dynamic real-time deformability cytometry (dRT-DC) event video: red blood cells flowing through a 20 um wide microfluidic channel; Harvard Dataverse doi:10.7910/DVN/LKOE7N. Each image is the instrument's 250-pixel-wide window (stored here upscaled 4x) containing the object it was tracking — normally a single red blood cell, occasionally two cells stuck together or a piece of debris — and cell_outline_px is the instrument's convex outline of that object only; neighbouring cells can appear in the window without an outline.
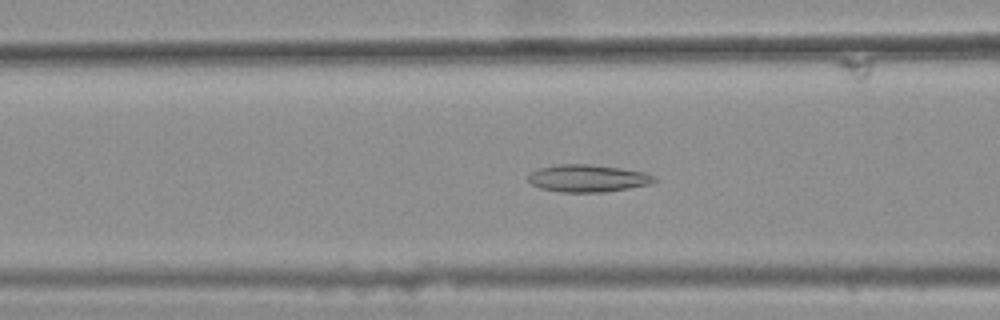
{"species": "common noctule bat (a hibernating species)", "species_latin": "Nyctalus noctula", "temperature_condition": "warm", "stored_images_in_passage": 44, "camera_frame_rate_fps": 3000, "um_per_image_px": 0.085, "animal": {"sex": "female", "body_mass_g": 25.1}, "frame": {"image": 1, "passage_image": 19, "time_ms": 6.0, "image_size_px": [1000, 320], "cell_outline_px": [[660, 180], [652, 184], [604, 192], [560, 192], [540, 188], [532, 184], [528, 180], [528, 176], [532, 172], [540, 168], [556, 164], [588, 164], [620, 168], [644, 172], [656, 176]], "centroid_in_image_um": [50.01, 15.16], "position_along_channel_um": 116.6, "area_um2": 20.17}}
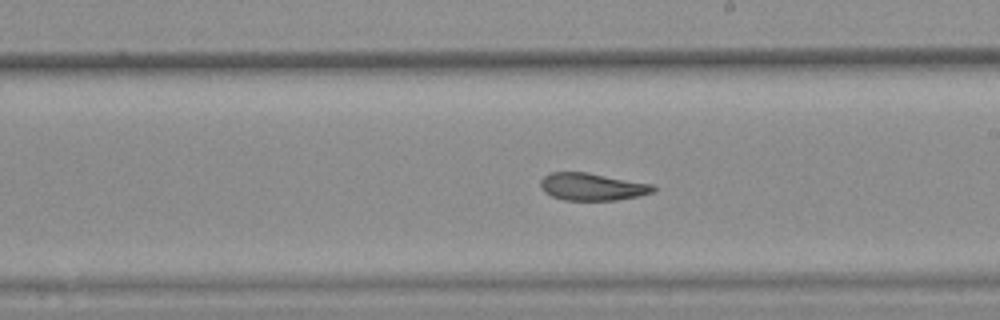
{"frame": {"image": 2, "passage_image": 29, "time_ms": 9.333, "image_size_px": [1000, 320], "cell_outline_px": [[656, 188], [652, 192], [636, 196], [616, 200], [564, 200], [552, 196], [544, 192], [540, 188], [540, 180], [544, 176], [552, 172], [588, 172], [652, 184]], "centroid_in_image_um": [50.29, 15.86], "position_along_channel_um": 238.7, "area_um2": 17.92}}
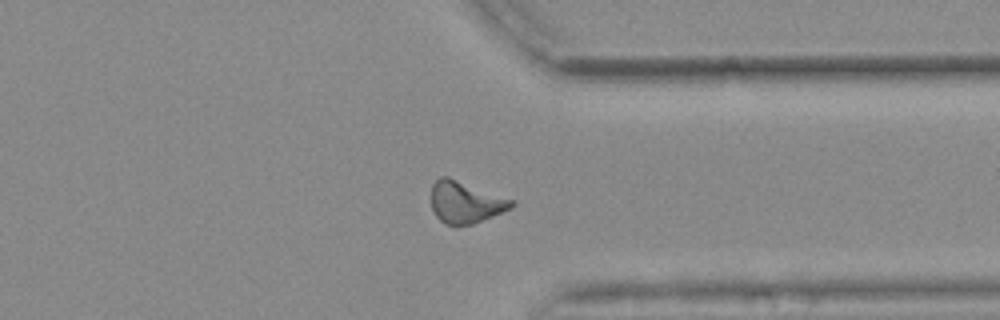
{"frame": {"image": 3, "passage_image": 40, "time_ms": 13.0, "image_size_px": [1000, 320], "cell_outline_px": [[516, 204], [512, 208], [472, 224], [456, 228], [444, 224], [436, 216], [432, 208], [432, 184], [440, 176], [448, 176], [516, 200]], "centroid_in_image_um": [39.58, 17.2], "position_along_channel_um": 371.8, "area_um2": 20.0}, "authors_computed_cell_mechanics": {"area_um2": 19.1896, "velocity_mm_per_s": 3.6665, "shape_relaxation_time_tau1_ms": null, "shape_relaxation_time_tau2_ms": 4.2884, "deformation_change_tau1": null, "deformation_change_tau2": 0.1235}}